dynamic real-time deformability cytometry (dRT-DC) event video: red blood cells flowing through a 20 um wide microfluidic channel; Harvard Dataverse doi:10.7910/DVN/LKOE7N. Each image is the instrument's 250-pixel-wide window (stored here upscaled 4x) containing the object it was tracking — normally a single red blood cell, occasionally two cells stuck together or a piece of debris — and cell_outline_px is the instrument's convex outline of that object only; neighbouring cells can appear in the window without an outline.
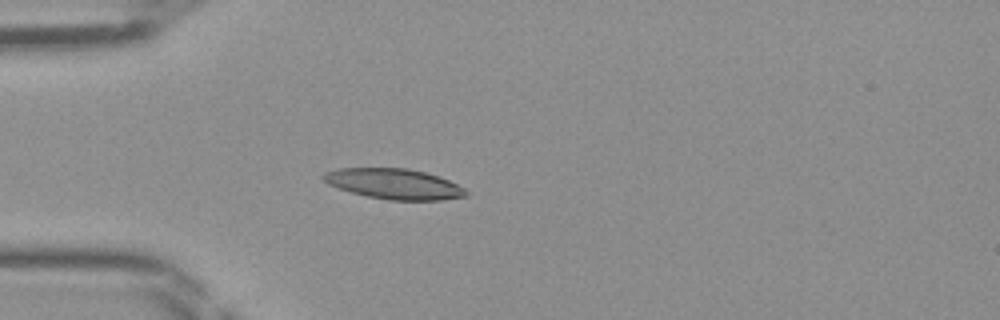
{"species": "Egyptian fruit bat (a non-hibernating species)", "species_latin": "Rousettus aegyptiacus", "temperature_condition": "room temperature", "stored_images_in_passage": 39, "camera_frame_rate_fps": 3000, "um_per_image_px": 0.085, "frame": {"image": 1, "passage_image": 11, "time_ms": 3.333, "image_size_px": [1000, 320], "cell_outline_px": [[468, 196], [440, 200], [388, 200], [368, 196], [352, 192], [328, 184], [320, 176], [324, 172], [336, 168], [408, 168], [440, 176], [464, 188], [468, 192]], "centroid_in_image_um": [33.49, 15.62], "position_along_channel_um": 51.5, "area_um2": 25.26}}
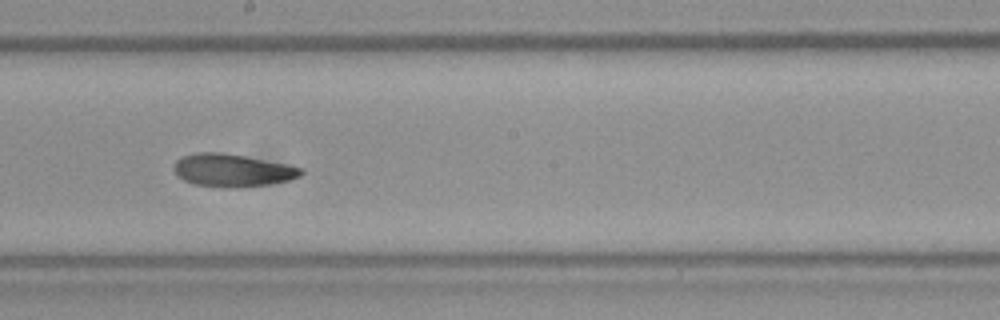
{"frame": {"image": 2, "passage_image": 24, "time_ms": 7.667, "image_size_px": [1000, 320], "cell_outline_px": [[304, 172], [300, 176], [288, 180], [268, 184], [236, 188], [196, 184], [184, 180], [176, 176], [172, 168], [176, 160], [184, 156], [196, 152], [224, 152], [288, 164], [304, 168]], "centroid_in_image_um": [19.75, 14.46], "position_along_channel_um": 228.4, "area_um2": 24.33}}
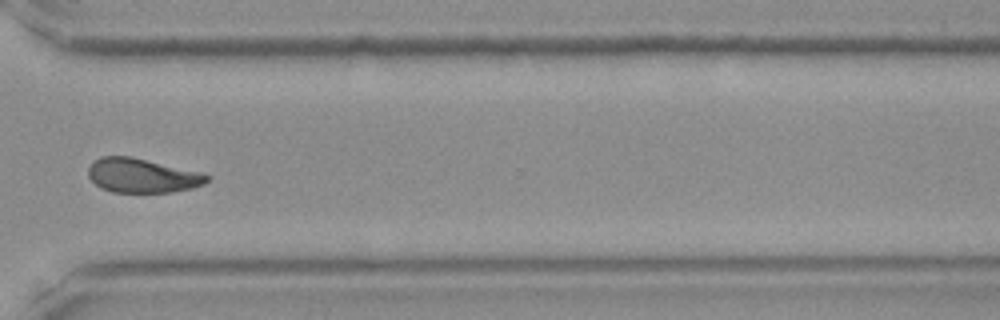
{"frame": {"image": 3, "passage_image": 33, "time_ms": 10.667, "image_size_px": [1000, 320], "cell_outline_px": [[212, 176], [204, 184], [192, 188], [172, 192], [112, 192], [100, 188], [88, 176], [88, 168], [100, 156], [128, 156], [200, 172]], "centroid_in_image_um": [12.08, 14.93], "position_along_channel_um": 358.5, "area_um2": 23.47}}